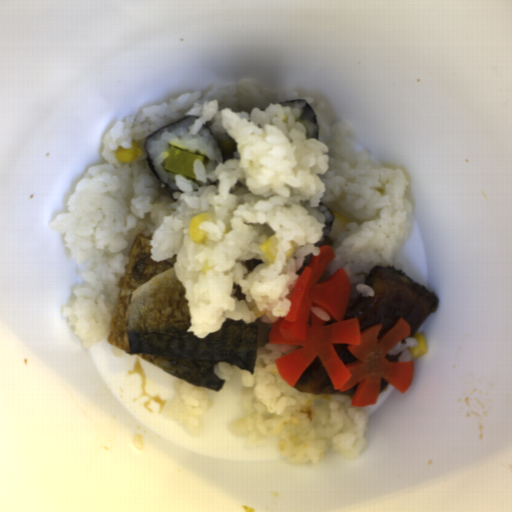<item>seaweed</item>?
Here are the masks:
<instances>
[{
    "instance_id": "1faa68ee",
    "label": "seaweed",
    "mask_w": 512,
    "mask_h": 512,
    "mask_svg": "<svg viewBox=\"0 0 512 512\" xmlns=\"http://www.w3.org/2000/svg\"><path fill=\"white\" fill-rule=\"evenodd\" d=\"M190 117H196V119L200 118L198 115H191V116L185 117V118H183V119H180V120L174 121V122H172V123H169V124H167V125H165V126H163V127L158 128V129H157V130H155L153 133H151L150 135H148V136L146 137V139L144 140V143H143L144 153L146 154V159H145V160H146V162H147V164H148L149 168L151 169V171H152V173H153L154 177H155V178H156V179H157V180H158V181L163 185V187L165 188V190H166L170 195H172V194L175 192V190H176V189H172V188H171L169 185H167V184H166V183L161 179V177L158 175L157 170H156V167H155V165H154V163H153V161H152V159H151V157H150V154H149V152H148V149H147L146 143H147V141H148V140H149V139H150V138H151V137H152V136H153L157 131H159V130H161V129H163V128H166V127H168V126H171V125H173V124H176V123H178V122H181V121H183V120H186V119H188V118H190ZM196 119H195V120H196Z\"/></svg>"
},
{
    "instance_id": "45ffbabd",
    "label": "seaweed",
    "mask_w": 512,
    "mask_h": 512,
    "mask_svg": "<svg viewBox=\"0 0 512 512\" xmlns=\"http://www.w3.org/2000/svg\"><path fill=\"white\" fill-rule=\"evenodd\" d=\"M292 101H303L304 103L307 104L308 108L310 109L311 113H312V116H313V122H314V131H315V138L316 140L318 141L319 139V127H318V121H317V116H316V112L315 110L312 108V106L307 102L305 101L304 99H290V100H287V101H283V102H280L278 104H283V103H287V102H292Z\"/></svg>"
}]
</instances>
